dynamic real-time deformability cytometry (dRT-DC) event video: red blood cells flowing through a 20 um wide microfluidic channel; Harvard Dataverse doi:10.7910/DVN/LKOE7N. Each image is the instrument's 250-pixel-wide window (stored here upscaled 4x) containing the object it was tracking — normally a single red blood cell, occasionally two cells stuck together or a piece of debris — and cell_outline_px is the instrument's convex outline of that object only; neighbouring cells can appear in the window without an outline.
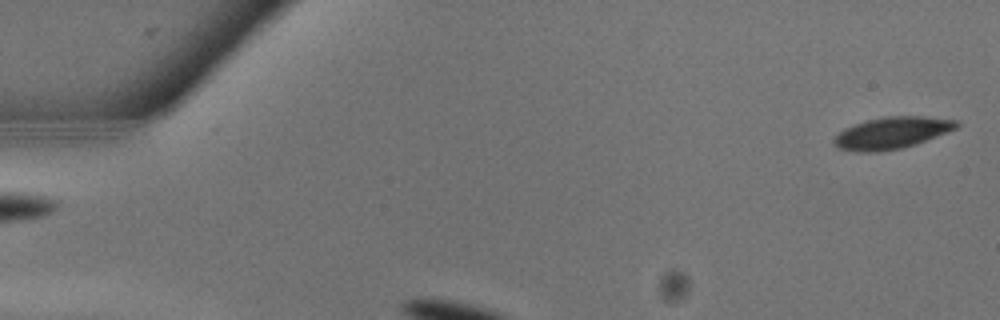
{"species": "common noctule bat (a hibernating species)", "species_latin": "Nyctalus noctula", "temperature_condition": "warm", "stored_images_in_passage": 11, "camera_frame_rate_fps": 3000, "um_per_image_px": 0.085, "animal": {"sex": "male", "body_mass_g": 13.3}, "frame": {"image": 1, "passage_image": 1, "time_ms": 0.0, "image_size_px": [1000, 320], "cell_outline_px": [[960, 124], [956, 128], [916, 144], [900, 148], [876, 152], [860, 152], [836, 148], [832, 144], [832, 140], [844, 128], [868, 120], [884, 116], [924, 116], [956, 120]], "centroid_in_image_um": [75.77, 11.3], "position_along_channel_um": 9.2, "area_um2": 22.54}}
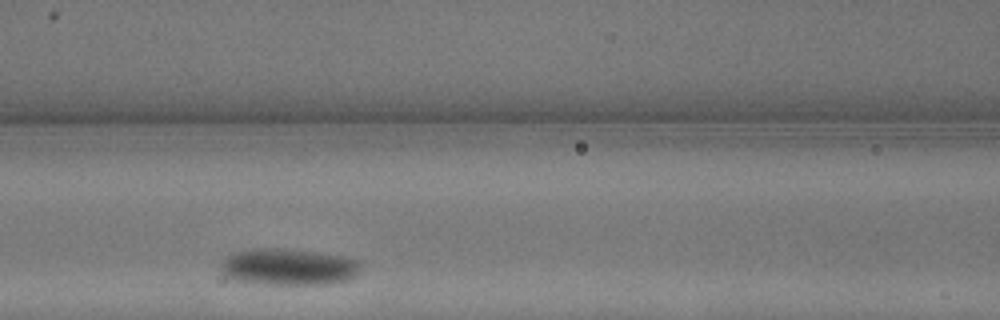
{"frame": {"image": 2, "passage_image": 6, "time_ms": 1.667, "image_size_px": [1000, 320], "cell_outline_px": [[364, 264], [360, 272], [356, 276], [348, 280], [332, 284], [264, 284], [236, 280], [224, 276], [220, 272], [220, 264], [228, 252], [252, 248], [284, 248], [316, 252], [344, 256], [364, 260]], "centroid_in_image_um": [24.55, 22.67], "position_along_channel_um": 142.0, "area_um2": 30.87}}
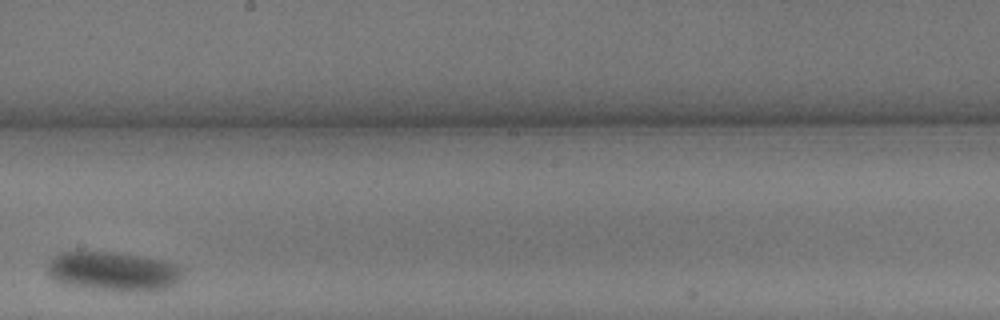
{"frame": {"image": 3, "passage_image": 10, "time_ms": 3.0, "image_size_px": [1000, 320], "cell_outline_px": [[184, 272], [176, 284], [160, 292], [128, 292], [84, 288], [64, 284], [52, 280], [48, 276], [48, 264], [56, 256], [64, 252], [116, 252], [164, 260], [180, 264], [184, 268]], "centroid_in_image_um": [9.72, 23.1], "position_along_channel_um": 238.5, "area_um2": 31.73}}